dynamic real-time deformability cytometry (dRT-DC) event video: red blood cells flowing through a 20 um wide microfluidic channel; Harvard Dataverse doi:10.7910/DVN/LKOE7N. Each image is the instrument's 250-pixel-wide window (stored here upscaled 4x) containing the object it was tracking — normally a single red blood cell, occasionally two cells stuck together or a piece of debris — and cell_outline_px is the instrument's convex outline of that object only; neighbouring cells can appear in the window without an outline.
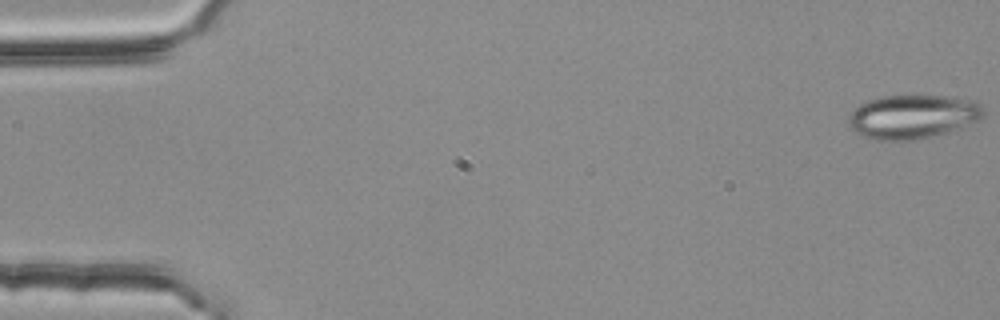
{"species": "common noctule bat (a hibernating species)", "species_latin": "Nyctalus noctula", "temperature_condition": "room temperature", "stored_images_in_passage": 4, "camera_frame_rate_fps": 3000, "um_per_image_px": 0.085, "animal": {"sex": "female", "body_mass_g": 25.1}, "frame": {"image": 1, "passage_image": 1, "time_ms": 0.0, "image_size_px": [1000, 320], "cell_outline_px": [[984, 116], [980, 120], [960, 128], [916, 140], [876, 140], [860, 136], [848, 124], [848, 120], [852, 112], [860, 104], [868, 100], [880, 96], [944, 96], [980, 100], [984, 108]], "centroid_in_image_um": [77.63, 9.91], "position_along_channel_um": 7.4, "area_um2": 34.74}}